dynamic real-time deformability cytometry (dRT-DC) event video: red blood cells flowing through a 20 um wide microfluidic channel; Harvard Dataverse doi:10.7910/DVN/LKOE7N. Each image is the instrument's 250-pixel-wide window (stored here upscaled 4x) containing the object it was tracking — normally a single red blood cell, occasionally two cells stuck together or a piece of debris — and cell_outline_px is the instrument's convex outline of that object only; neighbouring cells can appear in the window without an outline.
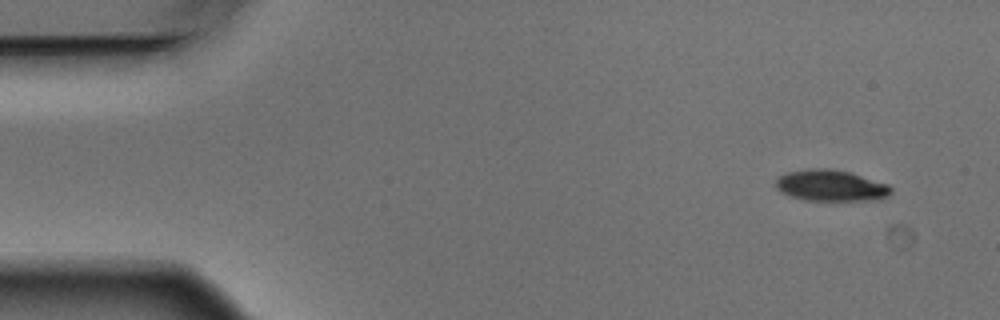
{"species": "Egyptian fruit bat (a non-hibernating species)", "species_latin": "Rousettus aegyptiacus", "temperature_condition": "warm", "stored_images_in_passage": 4, "camera_frame_rate_fps": 3000, "um_per_image_px": 0.085, "animal": {"sex": "male"}, "frame": {"image": 1, "passage_image": 1, "time_ms": 0.0, "image_size_px": [1000, 320], "cell_outline_px": [[892, 192], [888, 196], [880, 200], [804, 200], [788, 196], [780, 192], [776, 188], [776, 180], [780, 176], [788, 172], [812, 168], [828, 168], [848, 172], [888, 184], [892, 188]], "centroid_in_image_um": [70.62, 15.78], "position_along_channel_um": 14.4, "area_um2": 20.98}}
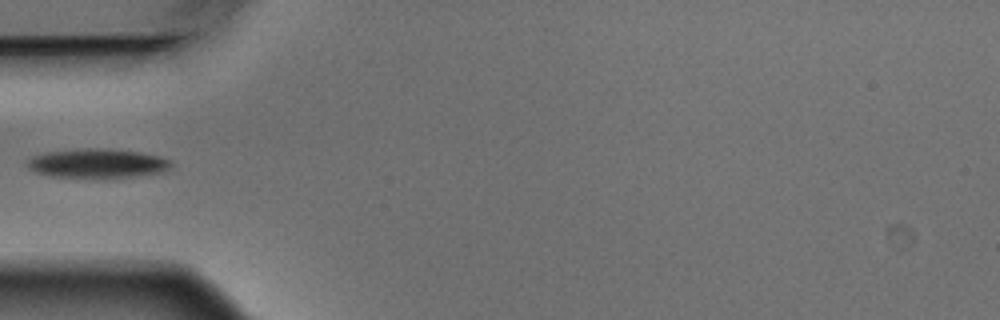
{"frame": {"image": 2, "passage_image": 4, "time_ms": 1.0, "image_size_px": [1000, 320], "cell_outline_px": [[172, 164], [168, 172], [136, 176], [100, 180], [52, 176], [36, 172], [28, 168], [28, 160], [32, 156], [48, 152], [84, 148], [108, 148], [140, 152], [160, 156], [172, 160]], "centroid_in_image_um": [8.36, 13.92], "position_along_channel_um": 76.6, "area_um2": 25.37}}